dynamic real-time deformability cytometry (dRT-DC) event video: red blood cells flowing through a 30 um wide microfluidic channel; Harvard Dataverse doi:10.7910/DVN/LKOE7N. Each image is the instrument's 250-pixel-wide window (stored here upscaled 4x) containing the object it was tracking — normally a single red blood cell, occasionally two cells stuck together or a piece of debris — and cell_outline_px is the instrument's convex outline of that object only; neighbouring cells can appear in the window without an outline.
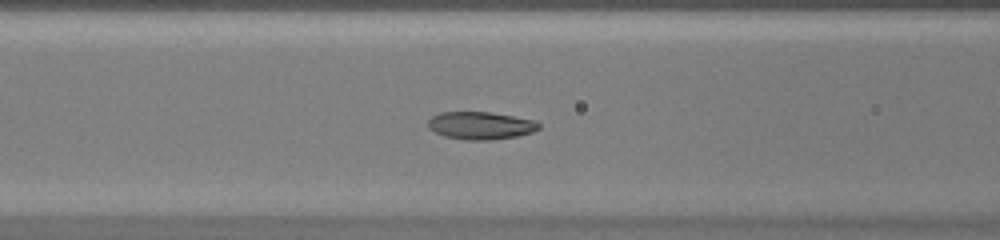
{"species": "common noctule bat (a hibernating species)", "species_latin": "Nyctalus noctula", "temperature_condition": "warm", "stored_images_in_passage": 45, "camera_frame_rate_fps": 3000, "um_per_image_px": 0.085, "animal": {"sex": "female", "body_mass_g": 20.0, "forearm_length_mm": 54.0}, "frame": {"image": 1, "passage_image": 18, "time_ms": 5.667, "image_size_px": [1000, 240], "cell_outline_px": [[540, 128], [532, 132], [516, 136], [492, 140], [464, 140], [444, 136], [428, 128], [428, 120], [432, 116], [440, 112], [492, 112], [532, 120], [540, 124]], "centroid_in_image_um": [40.82, 10.67], "position_along_channel_um": 125.8, "area_um2": 17.8}}
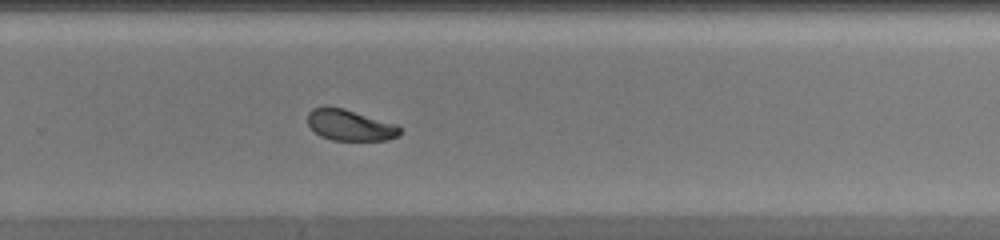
{"frame": {"image": 2, "passage_image": 30, "time_ms": 9.667, "image_size_px": [1000, 240], "cell_outline_px": [[400, 136], [388, 140], [332, 140], [320, 136], [308, 124], [308, 112], [312, 108], [344, 108], [400, 124]], "centroid_in_image_um": [29.83, 10.65], "position_along_channel_um": 300.0, "area_um2": 16.76}}
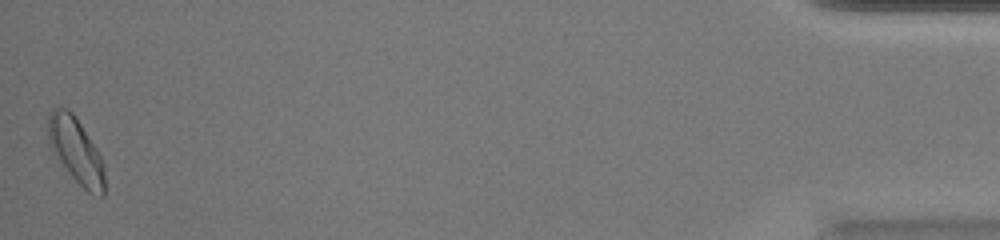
{"frame": {"image": 3, "passage_image": 45, "time_ms": 14.667, "image_size_px": [1000, 240], "cell_outline_px": [[104, 196], [100, 196], [88, 192], [68, 172], [52, 152], [48, 136], [48, 112], [52, 108], [68, 108], [72, 112], [96, 148], [104, 164]], "centroid_in_image_um": [6.44, 12.78], "position_along_channel_um": 428.8, "area_um2": 21.27}}